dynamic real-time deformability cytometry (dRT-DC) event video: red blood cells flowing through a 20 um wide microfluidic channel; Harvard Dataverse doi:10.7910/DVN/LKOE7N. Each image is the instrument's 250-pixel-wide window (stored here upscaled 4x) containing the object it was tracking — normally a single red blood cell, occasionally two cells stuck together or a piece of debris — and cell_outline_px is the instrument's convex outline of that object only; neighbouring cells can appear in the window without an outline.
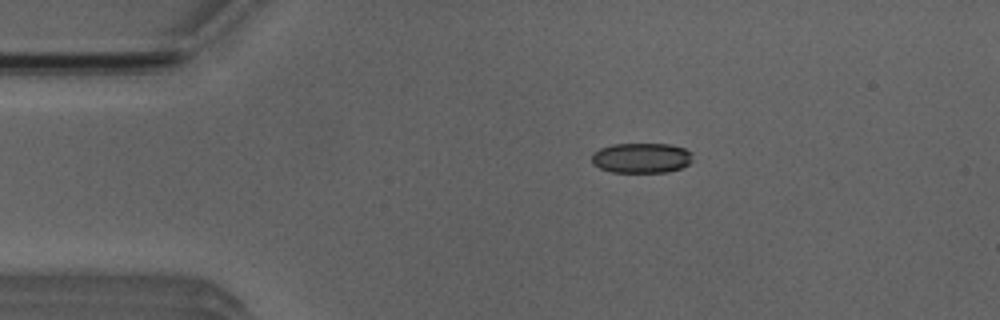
{"species": "Egyptian fruit bat (a non-hibernating species)", "species_latin": "Rousettus aegyptiacus", "temperature_condition": "room temperature", "stored_images_in_passage": 6, "camera_frame_rate_fps": 3000, "um_per_image_px": 0.085, "animal": {"sex": "male"}, "frame": {"image": 1, "passage_image": 2, "time_ms": 2.333, "image_size_px": [1000, 320], "cell_outline_px": [[692, 160], [688, 164], [680, 168], [664, 172], [612, 172], [600, 168], [592, 164], [592, 152], [600, 148], [612, 144], [668, 144], [684, 148], [692, 152]], "centroid_in_image_um": [54.5, 13.42], "position_along_channel_um": 30.5, "area_um2": 17.74}}
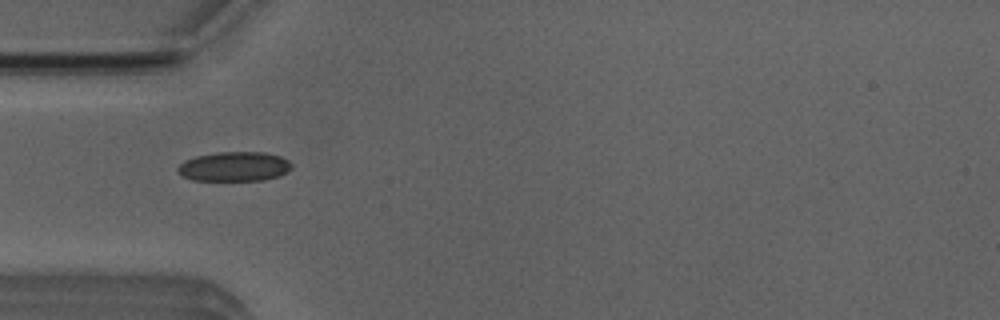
{"frame": {"image": 2, "passage_image": 4, "time_ms": 4.333, "image_size_px": [1000, 320], "cell_outline_px": [[292, 168], [288, 172], [280, 176], [264, 180], [192, 180], [184, 176], [176, 168], [184, 160], [196, 156], [216, 152], [264, 152], [280, 156], [288, 160], [292, 164]], "centroid_in_image_um": [19.95, 14.15], "position_along_channel_um": 65.0, "area_um2": 19.65}}